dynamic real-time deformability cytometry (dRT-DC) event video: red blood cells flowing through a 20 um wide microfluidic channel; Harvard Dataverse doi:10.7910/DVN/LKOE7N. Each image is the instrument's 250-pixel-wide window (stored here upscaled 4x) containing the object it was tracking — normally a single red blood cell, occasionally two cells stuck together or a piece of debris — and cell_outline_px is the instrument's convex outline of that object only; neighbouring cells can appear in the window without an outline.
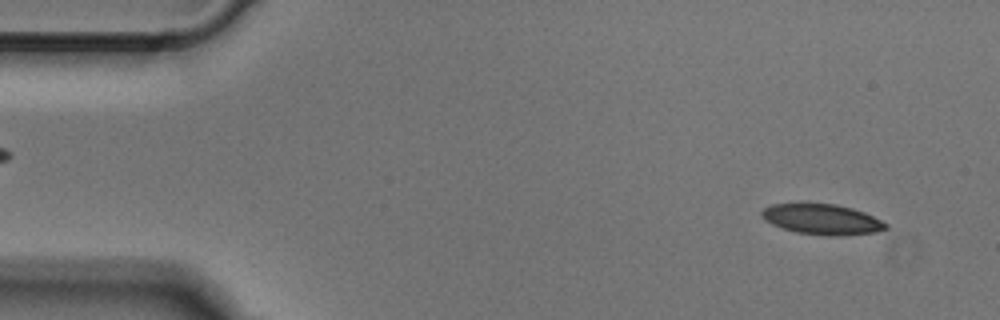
{"species": "Egyptian fruit bat (a non-hibernating species)", "species_latin": "Rousettus aegyptiacus", "temperature_condition": "cold", "stored_images_in_passage": 49, "camera_frame_rate_fps": 3000, "um_per_image_px": 0.085, "animal": {"sex": "male"}, "frame": {"image": 1, "passage_image": 3, "time_ms": 0.667, "image_size_px": [1000, 320], "cell_outline_px": [[888, 228], [876, 232], [840, 236], [828, 236], [796, 232], [772, 224], [764, 220], [760, 212], [764, 208], [772, 204], [800, 200], [836, 204], [852, 208], [864, 212], [888, 224]], "centroid_in_image_um": [69.82, 18.59], "position_along_channel_um": 15.2, "area_um2": 22.77}}
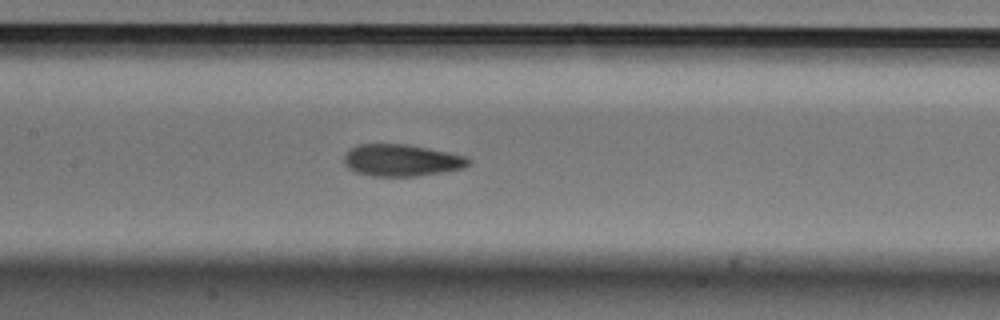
{"frame": {"image": 2, "passage_image": 22, "time_ms": 7.0, "image_size_px": [1000, 320], "cell_outline_px": [[472, 164], [464, 168], [444, 172], [416, 176], [372, 176], [356, 172], [348, 168], [344, 164], [344, 156], [348, 148], [360, 144], [408, 144], [468, 156], [472, 160]], "centroid_in_image_um": [34.16, 13.62], "position_along_channel_um": 173.2, "area_um2": 23.47}}
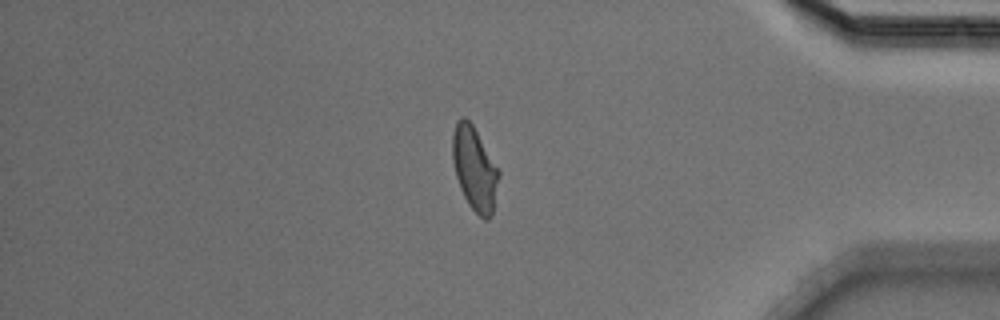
{"frame": {"image": 3, "passage_image": 41, "time_ms": 13.333, "image_size_px": [1000, 320], "cell_outline_px": [[500, 176], [492, 216], [488, 220], [484, 220], [468, 204], [460, 188], [456, 176], [452, 160], [452, 132], [456, 120], [460, 116], [464, 116], [472, 124], [500, 172]], "centroid_in_image_um": [40.33, 14.33], "position_along_channel_um": 394.9, "area_um2": 22.66}}